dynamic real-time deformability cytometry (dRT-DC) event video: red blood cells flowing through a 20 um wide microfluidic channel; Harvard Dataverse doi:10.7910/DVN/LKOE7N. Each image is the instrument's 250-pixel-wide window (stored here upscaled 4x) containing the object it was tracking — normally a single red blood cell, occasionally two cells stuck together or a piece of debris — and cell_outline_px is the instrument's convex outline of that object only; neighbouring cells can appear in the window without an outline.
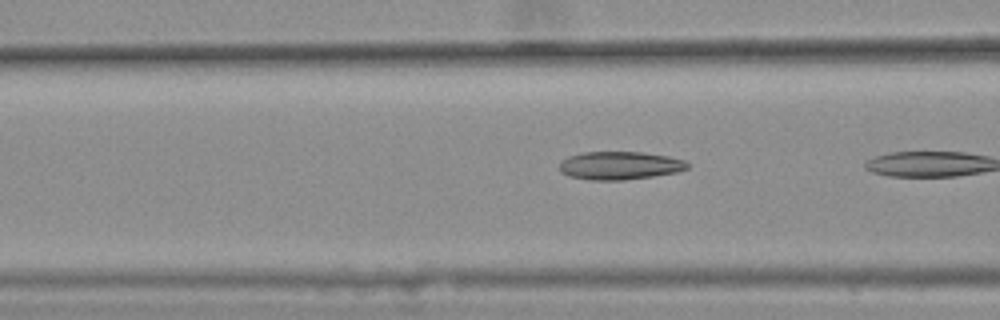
{"species": "common noctule bat (a hibernating species)", "species_latin": "Nyctalus noctula", "temperature_condition": "warm", "stored_images_in_passage": 4, "camera_frame_rate_fps": 3000, "um_per_image_px": 0.085, "animal": {"sex": "female", "body_mass_g": 25.1}, "frame": {"image": 1, "passage_image": 3, "time_ms": 0.667, "image_size_px": [1000, 320], "cell_outline_px": [[688, 168], [676, 172], [652, 176], [624, 180], [588, 180], [568, 176], [560, 172], [560, 160], [568, 156], [584, 152], [644, 152], [668, 156], [684, 160], [688, 164]], "centroid_in_image_um": [52.63, 14.07], "position_along_channel_um": 114.0, "area_um2": 21.04}}